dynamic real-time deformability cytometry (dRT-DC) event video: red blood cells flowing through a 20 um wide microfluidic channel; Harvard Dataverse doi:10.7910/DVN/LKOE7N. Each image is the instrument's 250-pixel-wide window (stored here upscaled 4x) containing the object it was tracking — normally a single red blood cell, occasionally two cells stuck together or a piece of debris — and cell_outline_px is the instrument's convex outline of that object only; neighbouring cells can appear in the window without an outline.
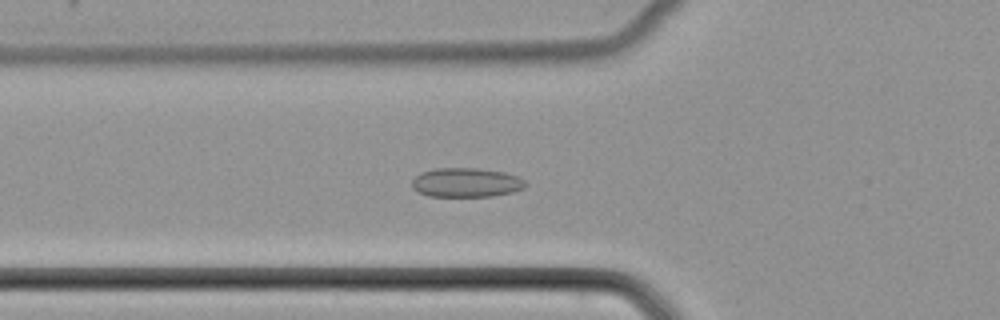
{"species": "common noctule bat (a hibernating species)", "species_latin": "Nyctalus noctula", "temperature_condition": "cold", "stored_images_in_passage": 53, "camera_frame_rate_fps": 3000, "um_per_image_px": 0.085, "animal": {"sex": "female", "body_mass_g": 22.7, "forearm_length_mm": 54.2}, "frame": {"image": 1, "passage_image": 20, "time_ms": 6.333, "image_size_px": [1000, 320], "cell_outline_px": [[528, 184], [524, 188], [512, 192], [492, 196], [428, 196], [412, 188], [412, 180], [420, 172], [436, 168], [476, 168], [504, 172], [520, 176]], "centroid_in_image_um": [39.65, 15.51], "position_along_channel_um": 86.2, "area_um2": 19.42}}
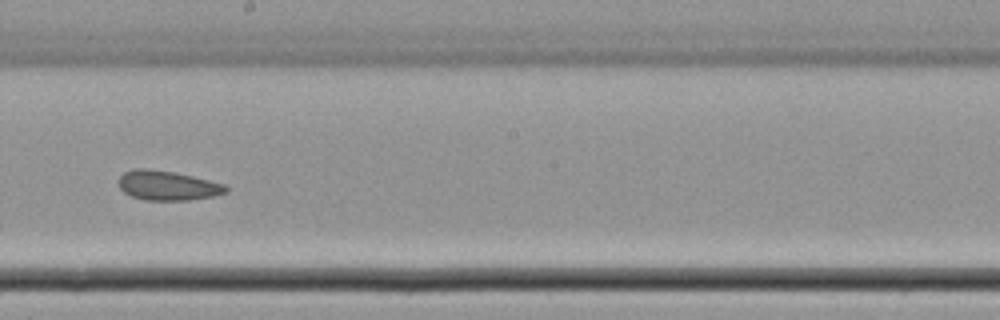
{"frame": {"image": 2, "passage_image": 31, "time_ms": 10.0, "image_size_px": [1000, 320], "cell_outline_px": [[228, 192], [212, 196], [188, 200], [144, 200], [132, 196], [124, 192], [120, 188], [120, 176], [124, 172], [136, 168], [148, 168], [172, 172], [192, 176], [224, 184], [228, 188]], "centroid_in_image_um": [14.24, 15.77], "position_along_channel_um": 234.0, "area_um2": 18.26}}
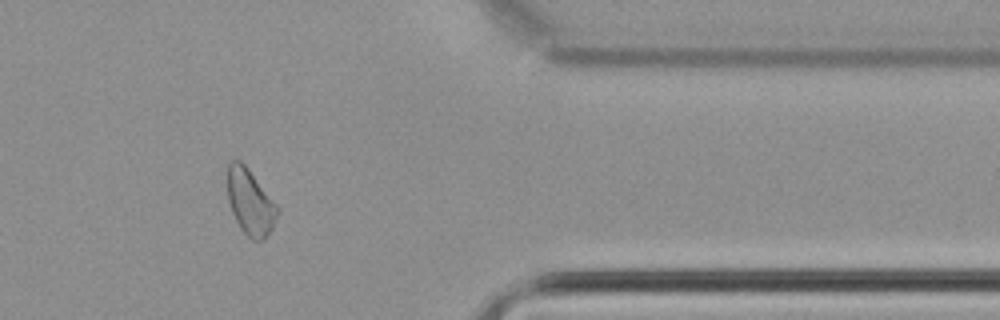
{"frame": {"image": 3, "passage_image": 44, "time_ms": 14.333, "image_size_px": [1000, 320], "cell_outline_px": [[276, 216], [272, 228], [260, 240], [252, 240], [240, 228], [232, 212], [228, 200], [228, 164], [232, 160], [240, 160], [248, 168], [276, 204]], "centroid_in_image_um": [21.23, 17.15], "position_along_channel_um": 390.2, "area_um2": 18.5}}